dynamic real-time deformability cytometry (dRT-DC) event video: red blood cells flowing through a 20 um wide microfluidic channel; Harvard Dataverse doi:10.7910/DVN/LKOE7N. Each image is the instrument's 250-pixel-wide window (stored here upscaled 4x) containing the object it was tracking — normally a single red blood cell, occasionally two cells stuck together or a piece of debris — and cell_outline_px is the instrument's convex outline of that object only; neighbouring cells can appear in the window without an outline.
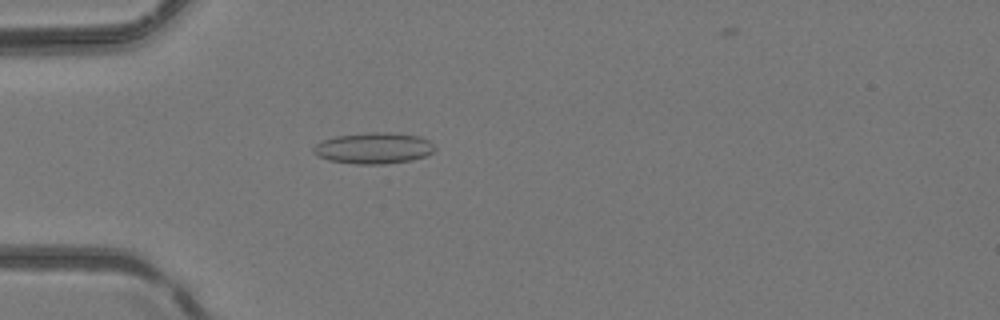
{"species": "common noctule bat (a hibernating species)", "species_latin": "Nyctalus noctula", "temperature_condition": "room temperature", "stored_images_in_passage": 4, "camera_frame_rate_fps": 3000, "um_per_image_px": 0.085, "animal": {"sex": "female", "body_mass_g": 24.6, "forearm_length_mm": 56.2}, "frame": {"image": 1, "passage_image": 4, "time_ms": 1.0, "image_size_px": [1000, 320], "cell_outline_px": [[436, 148], [432, 152], [424, 156], [412, 160], [384, 164], [356, 164], [328, 160], [312, 152], [312, 148], [316, 144], [324, 140], [336, 136], [372, 132], [400, 132], [420, 136], [428, 140]], "centroid_in_image_um": [31.78, 12.58], "position_along_channel_um": 53.2, "area_um2": 22.08}}